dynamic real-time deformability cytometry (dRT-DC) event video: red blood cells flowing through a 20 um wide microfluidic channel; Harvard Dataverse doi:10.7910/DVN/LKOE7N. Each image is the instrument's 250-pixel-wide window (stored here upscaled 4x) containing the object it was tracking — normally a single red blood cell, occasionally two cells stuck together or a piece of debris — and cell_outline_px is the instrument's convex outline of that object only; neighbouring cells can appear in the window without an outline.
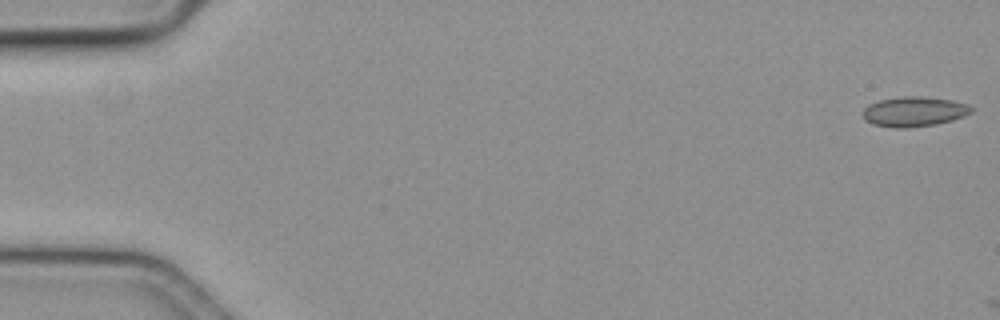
{"species": "common noctule bat (a hibernating species)", "species_latin": "Nyctalus noctula", "temperature_condition": "cold", "stored_images_in_passage": 2, "camera_frame_rate_fps": 3000, "um_per_image_px": 0.085, "animal": {"sex": "female", "body_mass_g": 19.3, "forearm_length_mm": 54.1}, "frame": {"image": 1, "passage_image": 1, "time_ms": 0.0, "image_size_px": [1000, 320], "cell_outline_px": [[972, 112], [964, 116], [952, 120], [936, 124], [908, 128], [892, 128], [872, 124], [864, 120], [860, 112], [868, 104], [880, 100], [900, 96], [920, 96], [952, 100], [968, 104], [972, 108]], "centroid_in_image_um": [77.65, 9.49], "position_along_channel_um": 7.4, "area_um2": 19.19}}